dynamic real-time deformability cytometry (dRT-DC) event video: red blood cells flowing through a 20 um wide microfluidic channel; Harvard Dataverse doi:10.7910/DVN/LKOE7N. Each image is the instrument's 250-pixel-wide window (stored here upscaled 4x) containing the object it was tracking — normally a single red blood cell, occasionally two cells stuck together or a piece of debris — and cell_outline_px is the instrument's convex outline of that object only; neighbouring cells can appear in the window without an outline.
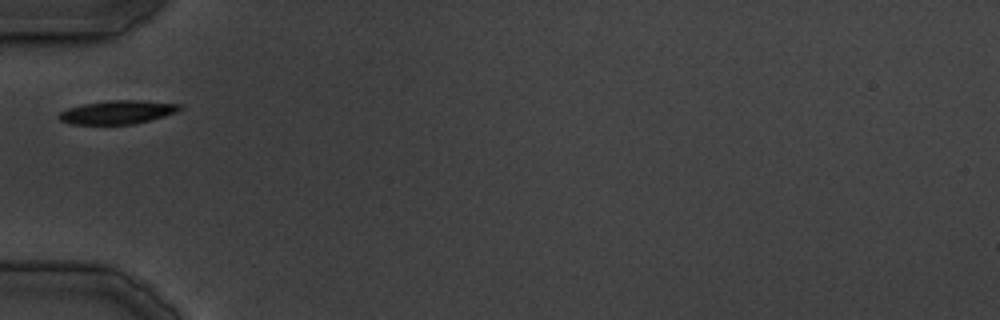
{"species": "common noctule bat (a hibernating species)", "species_latin": "Nyctalus noctula", "temperature_condition": "cold", "stored_images_in_passage": 4, "camera_frame_rate_fps": 3000, "um_per_image_px": 0.085, "animal": {"sex": "male", "body_mass_g": 19.5, "forearm_length_mm": 54.6}, "frame": {"image": 1, "passage_image": 1, "time_ms": 0.0, "image_size_px": [1000, 320], "cell_outline_px": [[184, 108], [176, 112], [164, 116], [132, 124], [68, 124], [60, 120], [56, 116], [60, 112], [68, 108], [84, 104], [108, 100], [140, 100], [184, 104]], "centroid_in_image_um": [10.0, 9.53], "position_along_channel_um": 75.0, "area_um2": 16.65}}
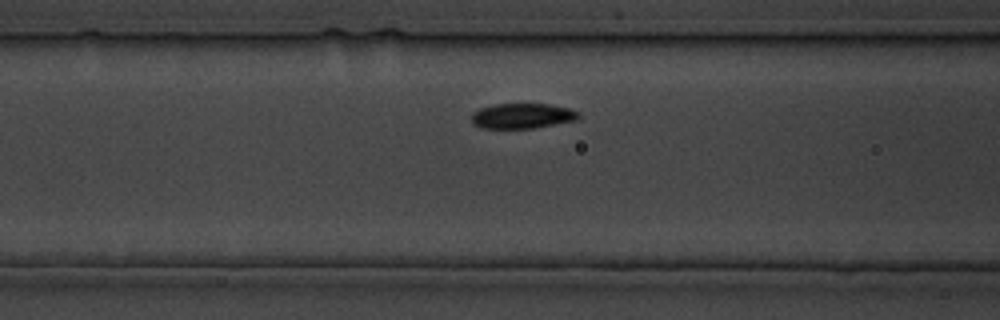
{"frame": {"image": 2, "passage_image": 3, "time_ms": 3.333, "image_size_px": [1000, 320], "cell_outline_px": [[580, 116], [576, 120], [532, 128], [480, 128], [472, 124], [472, 112], [480, 108], [492, 104], [548, 104], [568, 108], [580, 112]], "centroid_in_image_um": [44.36, 9.85], "position_along_channel_um": 122.2, "area_um2": 15.72}}